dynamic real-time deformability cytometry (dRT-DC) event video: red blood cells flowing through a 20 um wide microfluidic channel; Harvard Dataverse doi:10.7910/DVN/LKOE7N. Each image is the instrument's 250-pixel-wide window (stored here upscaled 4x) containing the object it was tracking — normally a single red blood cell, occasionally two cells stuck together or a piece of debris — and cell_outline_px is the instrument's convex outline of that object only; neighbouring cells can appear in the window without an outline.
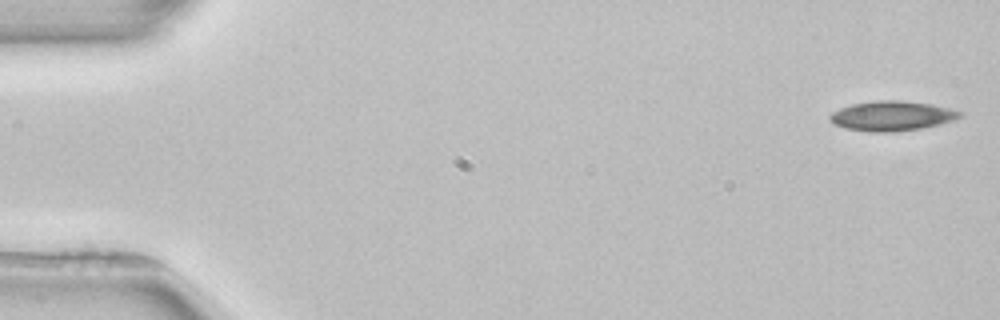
{"species": "common noctule bat (a hibernating species)", "species_latin": "Nyctalus noctula", "temperature_condition": "room temperature", "stored_images_in_passage": 36, "camera_frame_rate_fps": 3000, "um_per_image_px": 0.085, "animal": {"sex": "female", "body_mass_g": 22.7, "forearm_length_mm": 54.2}, "frame": {"image": 1, "passage_image": 1, "time_ms": 0.0, "image_size_px": [1000, 320], "cell_outline_px": [[964, 116], [956, 120], [940, 124], [920, 128], [892, 132], [868, 132], [844, 128], [828, 120], [828, 116], [832, 112], [840, 108], [852, 104], [876, 100], [904, 100], [932, 104], [964, 112]], "centroid_in_image_um": [75.83, 9.85], "position_along_channel_um": 9.2, "area_um2": 22.83}}
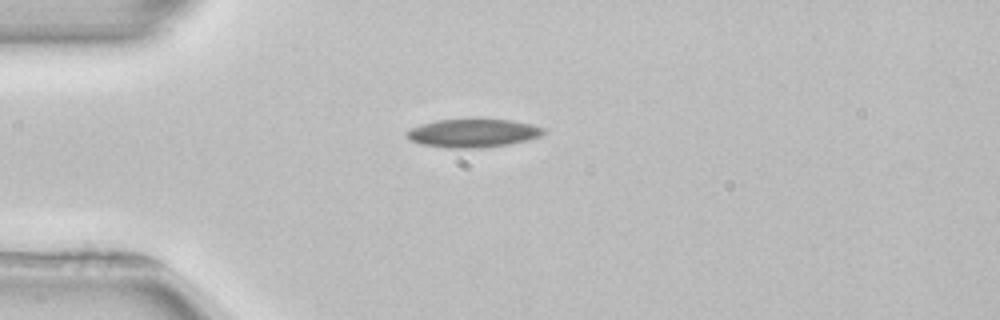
{"frame": {"image": 2, "passage_image": 13, "time_ms": 4.0, "image_size_px": [1000, 320], "cell_outline_px": [[548, 132], [540, 136], [528, 140], [508, 144], [484, 148], [448, 148], [420, 144], [408, 140], [404, 136], [404, 132], [412, 128], [436, 120], [476, 116], [512, 120], [532, 124], [544, 128]], "centroid_in_image_um": [40.21, 11.27], "position_along_channel_um": 44.8, "area_um2": 23.76}}
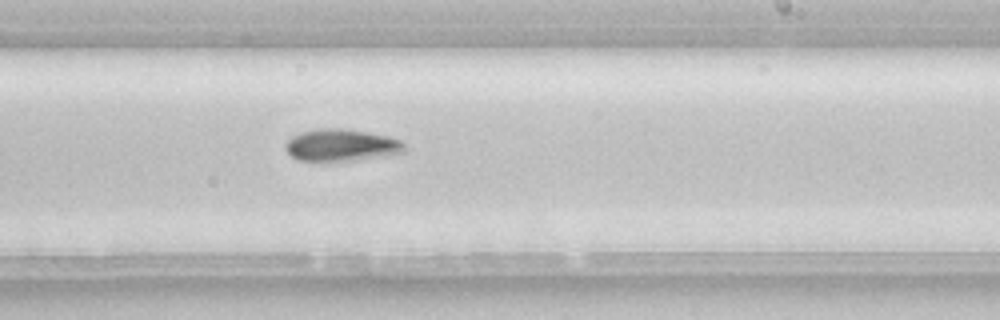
{"frame": {"image": 3, "passage_image": 31, "time_ms": 10.0, "image_size_px": [1000, 320], "cell_outline_px": [[404, 152], [384, 156], [356, 160], [300, 160], [292, 156], [284, 148], [284, 144], [292, 136], [300, 132], [316, 128], [340, 128], [388, 136], [400, 140], [404, 144]], "centroid_in_image_um": [28.98, 12.33], "position_along_channel_um": 260.0, "area_um2": 21.96}}